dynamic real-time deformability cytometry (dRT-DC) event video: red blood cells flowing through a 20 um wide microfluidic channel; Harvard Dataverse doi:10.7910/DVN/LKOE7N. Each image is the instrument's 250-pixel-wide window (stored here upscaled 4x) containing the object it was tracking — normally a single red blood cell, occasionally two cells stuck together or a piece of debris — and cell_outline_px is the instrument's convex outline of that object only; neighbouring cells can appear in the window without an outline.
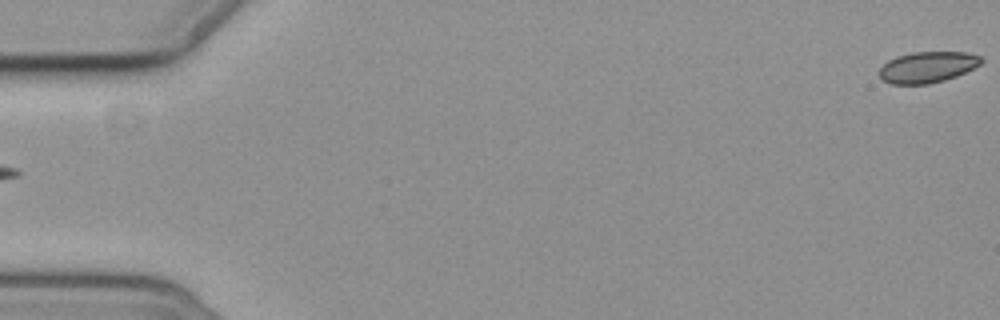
{"species": "common noctule bat (a hibernating species)", "species_latin": "Nyctalus noctula", "temperature_condition": "cold", "stored_images_in_passage": 4, "segment_of_instrument_passage": [2, 2], "camera_frame_rate_fps": 3000, "um_per_image_px": 0.085, "animal": {"sex": "female", "body_mass_g": 19.3, "forearm_length_mm": 54.1}, "frame": {"image": 1, "passage_image": 4, "time_ms": 5.333, "image_size_px": [1000, 320], "cell_outline_px": [[984, 60], [980, 64], [956, 76], [944, 80], [928, 84], [892, 84], [880, 80], [876, 72], [888, 60], [896, 56], [912, 52], [968, 52], [980, 56]], "centroid_in_image_um": [78.78, 5.71], "position_along_channel_um": 6.2, "area_um2": 18.61}}